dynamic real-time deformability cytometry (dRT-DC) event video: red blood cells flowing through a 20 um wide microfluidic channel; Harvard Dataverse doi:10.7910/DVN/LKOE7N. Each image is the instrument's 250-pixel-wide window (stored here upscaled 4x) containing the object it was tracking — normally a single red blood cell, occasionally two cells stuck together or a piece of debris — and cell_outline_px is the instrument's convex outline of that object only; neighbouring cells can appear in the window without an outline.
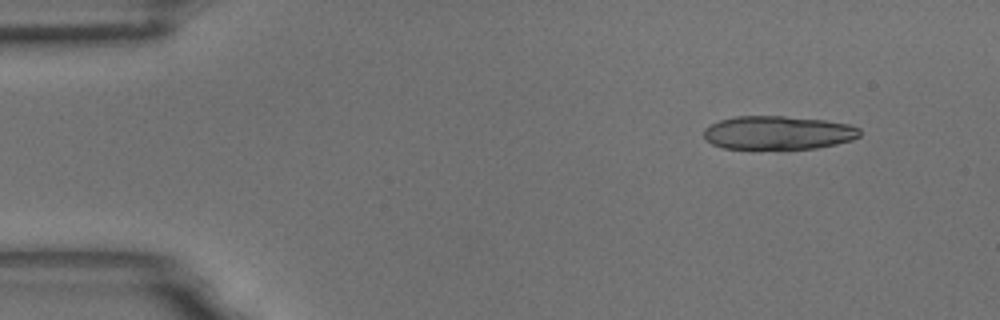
{"species": "common noctule bat (a hibernating species)", "species_latin": "Nyctalus noctula", "temperature_condition": "room temperature", "stored_images_in_passage": 30, "segment_of_instrument_passage": [1, 2], "camera_frame_rate_fps": 3000, "um_per_image_px": 0.085, "animal": {"sex": "male", "body_mass_g": 18.8}, "frame": {"image": 1, "passage_image": 1, "time_ms": 0.0, "image_size_px": [1000, 320], "cell_outline_px": [[860, 136], [852, 140], [836, 144], [816, 148], [724, 148], [712, 144], [704, 140], [704, 128], [720, 120], [736, 116], [784, 116], [824, 120], [848, 124], [860, 128]], "centroid_in_image_um": [66.13, 11.27], "position_along_channel_um": 18.9, "area_um2": 30.35}}